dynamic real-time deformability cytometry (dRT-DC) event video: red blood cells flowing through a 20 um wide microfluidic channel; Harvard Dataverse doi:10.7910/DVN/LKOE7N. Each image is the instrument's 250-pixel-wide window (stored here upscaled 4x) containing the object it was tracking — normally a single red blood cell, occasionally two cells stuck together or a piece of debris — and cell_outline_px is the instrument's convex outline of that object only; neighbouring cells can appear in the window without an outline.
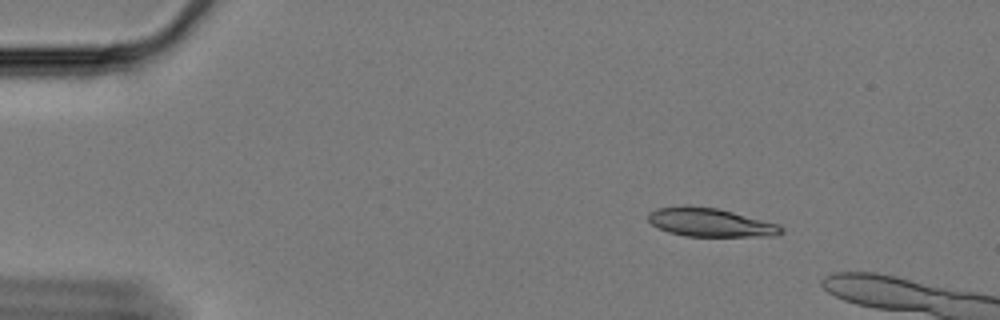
{"species": "Egyptian fruit bat (a non-hibernating species)", "species_latin": "Rousettus aegyptiacus", "temperature_condition": "cold", "stored_images_in_passage": 13, "camera_frame_rate_fps": 3000, "um_per_image_px": 0.085, "animal": {"sex": "female"}, "frame": {"image": 1, "passage_image": 6, "time_ms": 1.667, "image_size_px": [1000, 320], "cell_outline_px": [[784, 232], [776, 236], [684, 236], [668, 232], [652, 224], [648, 220], [648, 212], [656, 208], [684, 204], [688, 204], [716, 208], [780, 224], [784, 228]], "centroid_in_image_um": [60.37, 18.89], "position_along_channel_um": 24.6, "area_um2": 22.43}}